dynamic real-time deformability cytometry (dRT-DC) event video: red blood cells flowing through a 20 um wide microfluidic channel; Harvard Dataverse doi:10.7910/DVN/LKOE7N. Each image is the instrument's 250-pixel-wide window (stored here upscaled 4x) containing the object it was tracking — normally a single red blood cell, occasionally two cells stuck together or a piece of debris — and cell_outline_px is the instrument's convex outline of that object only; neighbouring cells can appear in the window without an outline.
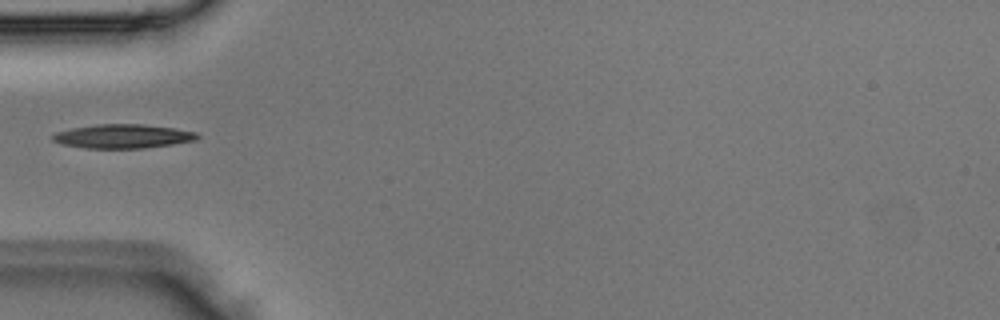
{"species": "Egyptian fruit bat (a non-hibernating species)", "species_latin": "Rousettus aegyptiacus", "temperature_condition": "room temperature", "stored_images_in_passage": 1, "camera_frame_rate_fps": 3000, "um_per_image_px": 0.085, "animal": {"sex": "male"}, "frame": {"image": 1, "passage_image": 1, "time_ms": 0.0, "image_size_px": [1000, 320], "cell_outline_px": [[200, 136], [196, 140], [172, 144], [144, 148], [84, 148], [60, 144], [52, 140], [52, 136], [56, 132], [72, 128], [96, 124], [144, 124], [172, 128], [196, 132]], "centroid_in_image_um": [10.42, 11.58], "position_along_channel_um": 74.6, "area_um2": 20.17}}